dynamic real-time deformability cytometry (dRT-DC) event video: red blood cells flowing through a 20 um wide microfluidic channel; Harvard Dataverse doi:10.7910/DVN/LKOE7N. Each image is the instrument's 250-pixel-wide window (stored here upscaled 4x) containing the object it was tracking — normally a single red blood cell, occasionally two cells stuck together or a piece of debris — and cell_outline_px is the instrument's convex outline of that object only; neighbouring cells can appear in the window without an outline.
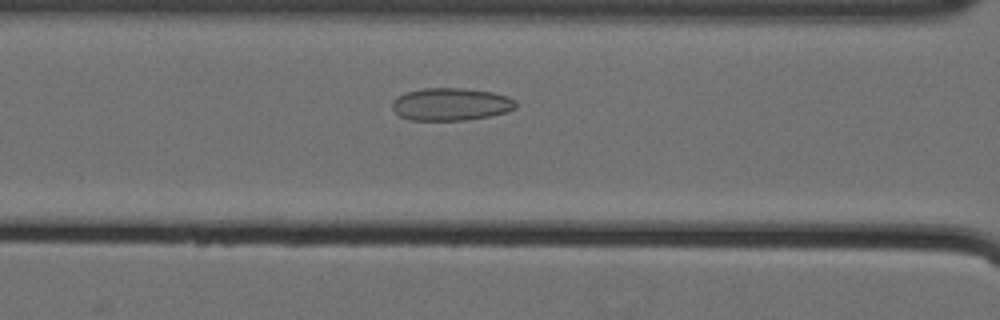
{"species": "Egyptian fruit bat (a non-hibernating species)", "species_latin": "Rousettus aegyptiacus", "temperature_condition": "cold", "stored_images_in_passage": 51, "camera_frame_rate_fps": 3000, "um_per_image_px": 0.085, "animal": {"sex": "female"}, "frame": {"image": 1, "passage_image": 19, "time_ms": 6.0, "image_size_px": [1000, 320], "cell_outline_px": [[516, 108], [508, 112], [488, 116], [464, 120], [408, 120], [400, 116], [392, 108], [392, 100], [396, 96], [404, 92], [424, 88], [464, 88], [492, 92], [508, 96], [516, 100]], "centroid_in_image_um": [38.31, 8.85], "position_along_channel_um": 128.3, "area_um2": 23.7}}
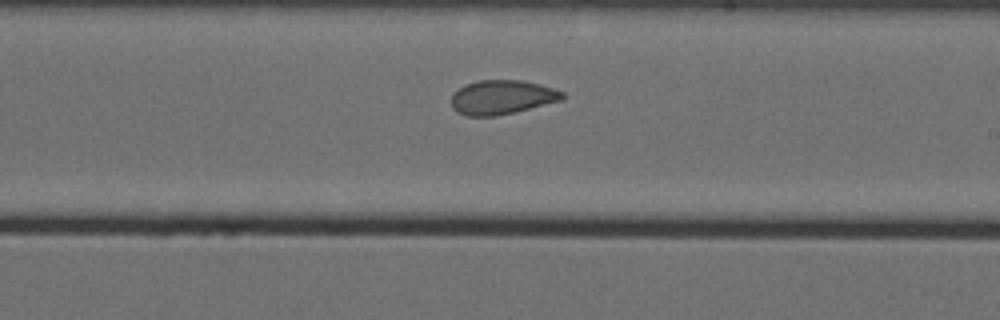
{"frame": {"image": 2, "passage_image": 29, "time_ms": 9.333, "image_size_px": [1000, 320], "cell_outline_px": [[564, 96], [560, 100], [516, 112], [496, 116], [464, 116], [456, 112], [452, 108], [452, 92], [464, 84], [480, 80], [520, 80], [540, 84], [564, 92]], "centroid_in_image_um": [42.61, 8.27], "position_along_channel_um": 246.4, "area_um2": 22.25}}
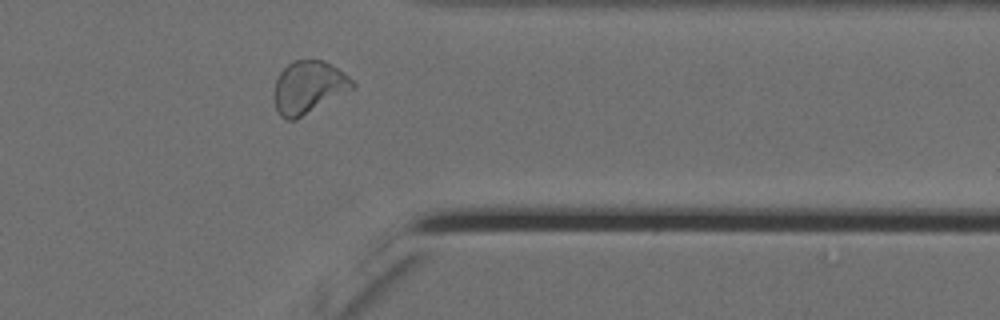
{"frame": {"image": 3, "passage_image": 41, "time_ms": 13.333, "image_size_px": [1000, 320], "cell_outline_px": [[356, 88], [296, 120], [284, 120], [280, 116], [276, 108], [272, 96], [276, 76], [292, 60], [324, 60], [348, 76], [356, 84]], "centroid_in_image_um": [26.2, 7.44], "position_along_channel_um": 385.2, "area_um2": 24.45}}